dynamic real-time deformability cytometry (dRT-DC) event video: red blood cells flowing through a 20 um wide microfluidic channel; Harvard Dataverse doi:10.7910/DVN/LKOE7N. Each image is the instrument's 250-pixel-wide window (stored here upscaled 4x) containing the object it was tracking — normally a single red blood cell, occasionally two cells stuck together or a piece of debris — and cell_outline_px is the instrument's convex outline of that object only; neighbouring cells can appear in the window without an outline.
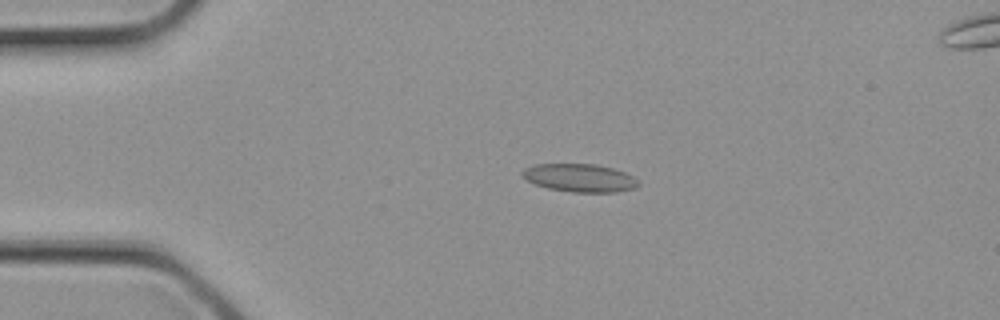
{"species": "common noctule bat (a hibernating species)", "species_latin": "Nyctalus noctula", "temperature_condition": "cold", "stored_images_in_passage": 2, "camera_frame_rate_fps": 3000, "um_per_image_px": 0.085, "animal": {"sex": "female", "body_mass_g": 21.9}, "frame": {"image": 1, "passage_image": 1, "time_ms": 0.0, "image_size_px": [1000, 320], "cell_outline_px": [[640, 184], [636, 188], [616, 192], [572, 192], [548, 188], [536, 184], [520, 176], [520, 172], [524, 168], [536, 164], [596, 164], [612, 168], [624, 172], [632, 176]], "centroid_in_image_um": [49.26, 15.12], "position_along_channel_um": 35.7, "area_um2": 18.96}}